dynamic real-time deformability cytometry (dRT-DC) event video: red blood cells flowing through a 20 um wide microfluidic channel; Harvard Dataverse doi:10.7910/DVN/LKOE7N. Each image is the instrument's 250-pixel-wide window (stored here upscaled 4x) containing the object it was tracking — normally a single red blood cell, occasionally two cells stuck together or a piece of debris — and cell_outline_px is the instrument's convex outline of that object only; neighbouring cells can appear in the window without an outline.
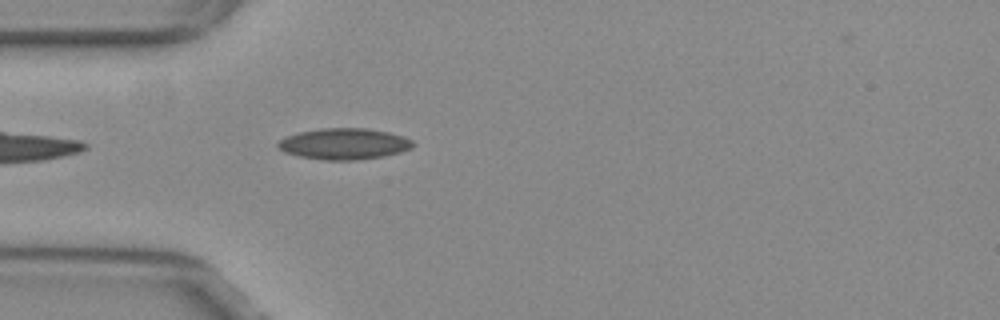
{"species": "common noctule bat (a hibernating species)", "species_latin": "Nyctalus noctula", "temperature_condition": "warm", "stored_images_in_passage": 7, "camera_frame_rate_fps": 3000, "um_per_image_px": 0.085, "animal": {"sex": "female", "body_mass_g": 29.2, "forearm_length_mm": 56.3}, "frame": {"image": 1, "passage_image": 1, "time_ms": 0.0, "image_size_px": [1000, 320], "cell_outline_px": [[416, 144], [412, 148], [400, 152], [384, 156], [352, 160], [324, 160], [300, 156], [284, 152], [276, 144], [280, 140], [288, 136], [300, 132], [320, 128], [368, 128], [388, 132], [404, 136], [412, 140]], "centroid_in_image_um": [29.29, 12.22], "position_along_channel_um": 55.7, "area_um2": 24.45}}
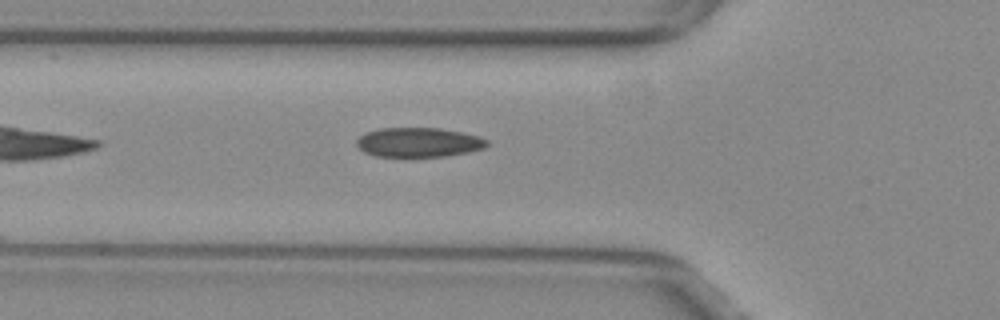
{"frame": {"image": 2, "passage_image": 4, "time_ms": 1.0, "image_size_px": [1000, 320], "cell_outline_px": [[488, 144], [484, 148], [468, 152], [448, 156], [376, 156], [364, 152], [356, 144], [356, 140], [364, 132], [380, 128], [440, 128], [480, 136], [488, 140]], "centroid_in_image_um": [35.58, 12.09], "position_along_channel_um": 90.2, "area_um2": 22.37}}
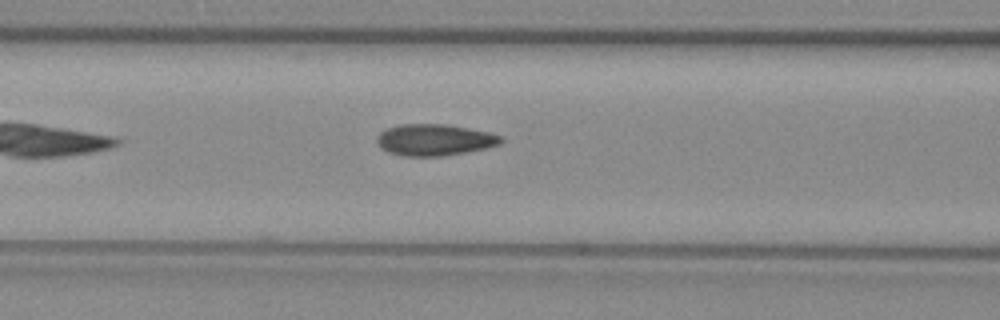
{"frame": {"image": 3, "passage_image": 7, "time_ms": 2.0, "image_size_px": [1000, 320], "cell_outline_px": [[504, 140], [500, 144], [484, 148], [464, 152], [440, 156], [400, 156], [388, 152], [380, 148], [376, 140], [380, 132], [388, 128], [400, 124], [448, 124], [488, 132], [500, 136]], "centroid_in_image_um": [36.89, 11.88], "position_along_channel_um": 129.7, "area_um2": 22.66}}